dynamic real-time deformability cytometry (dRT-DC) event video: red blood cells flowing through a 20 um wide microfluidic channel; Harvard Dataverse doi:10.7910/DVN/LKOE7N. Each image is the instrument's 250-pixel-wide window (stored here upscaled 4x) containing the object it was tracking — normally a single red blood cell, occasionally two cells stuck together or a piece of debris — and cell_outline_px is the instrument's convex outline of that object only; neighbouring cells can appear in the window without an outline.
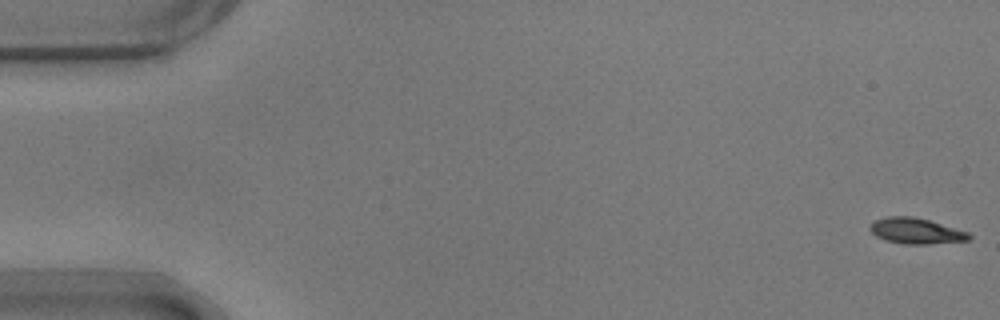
{"species": "common noctule bat (a hibernating species)", "species_latin": "Nyctalus noctula", "temperature_condition": "warm", "stored_images_in_passage": 55, "camera_frame_rate_fps": 3000, "um_per_image_px": 0.085, "animal": {"sex": "male", "body_mass_g": 17.9}, "frame": {"image": 1, "passage_image": 1, "time_ms": 0.0, "image_size_px": [1000, 320], "cell_outline_px": [[972, 236], [968, 240], [928, 244], [904, 244], [884, 240], [876, 236], [868, 228], [876, 220], [888, 216], [912, 216], [928, 220], [968, 232]], "centroid_in_image_um": [77.84, 19.63], "position_along_channel_um": 7.2, "area_um2": 14.68}}
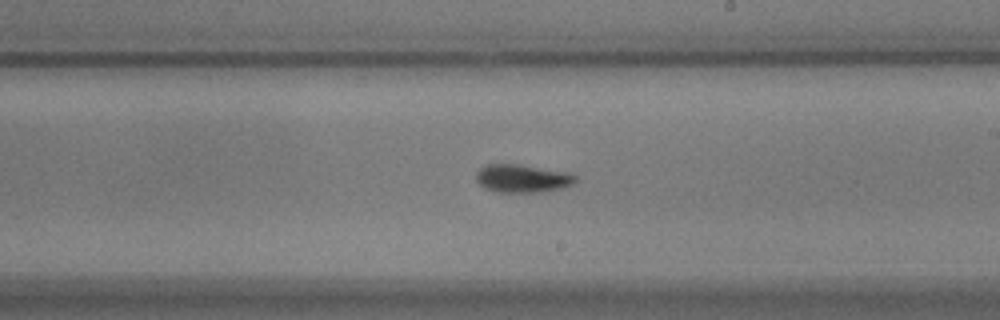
{"frame": {"image": 2, "passage_image": 32, "time_ms": 10.333, "image_size_px": [1000, 320], "cell_outline_px": [[576, 180], [572, 184], [560, 188], [536, 192], [496, 192], [484, 188], [476, 180], [476, 172], [480, 168], [488, 164], [520, 164], [568, 172], [576, 176]], "centroid_in_image_um": [44.37, 15.16], "position_along_channel_um": 244.6, "area_um2": 16.18}}
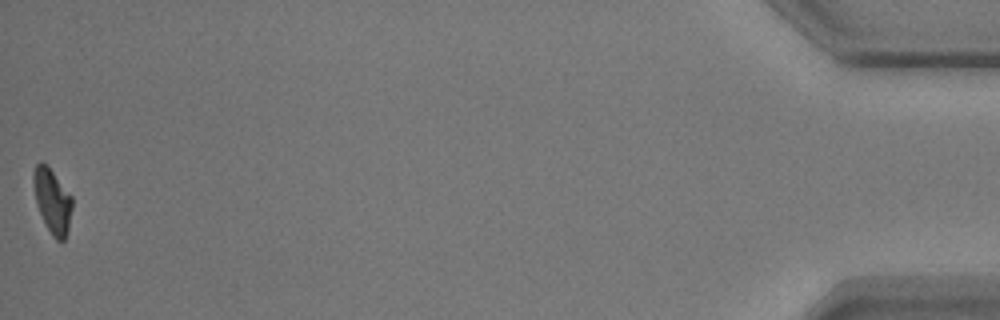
{"frame": {"image": 3, "passage_image": 55, "time_ms": 18.0, "image_size_px": [1000, 320], "cell_outline_px": [[72, 208], [68, 228], [64, 240], [56, 240], [52, 236], [36, 204], [32, 180], [32, 176], [36, 164], [40, 160], [52, 172], [72, 196]], "centroid_in_image_um": [4.43, 17.07], "position_along_channel_um": 430.8, "area_um2": 14.22}, "authors_computed_cell_mechanics": {"area_um2": 15.5482, "velocity_mm_per_s": 3.6872, "shape_relaxation_time_tau1_ms": 5.4742, "shape_relaxation_time_tau2_ms": 10.2239, "deformation_change_tau1": 0.1757, "deformation_change_tau2": 0.1462}}